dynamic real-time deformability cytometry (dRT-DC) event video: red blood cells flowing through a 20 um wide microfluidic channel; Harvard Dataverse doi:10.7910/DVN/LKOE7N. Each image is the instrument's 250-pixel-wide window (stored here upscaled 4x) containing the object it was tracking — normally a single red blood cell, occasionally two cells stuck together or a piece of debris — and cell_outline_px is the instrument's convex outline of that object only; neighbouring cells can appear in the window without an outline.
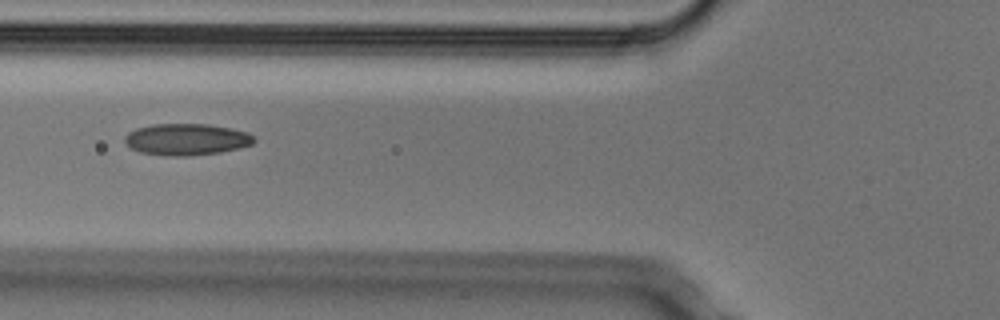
{"species": "Egyptian fruit bat (a non-hibernating species)", "species_latin": "Rousettus aegyptiacus", "temperature_condition": "cold", "stored_images_in_passage": 7, "camera_frame_rate_fps": 3000, "um_per_image_px": 0.085, "animal": {"sex": "male"}, "frame": {"image": 1, "passage_image": 5, "time_ms": 1.333, "image_size_px": [1000, 320], "cell_outline_px": [[256, 140], [252, 144], [240, 148], [220, 152], [188, 156], [172, 156], [140, 152], [132, 148], [124, 140], [124, 136], [128, 132], [136, 128], [152, 124], [208, 124], [232, 128], [248, 132], [256, 136]], "centroid_in_image_um": [15.89, 11.84], "position_along_channel_um": 109.9, "area_um2": 23.93}}
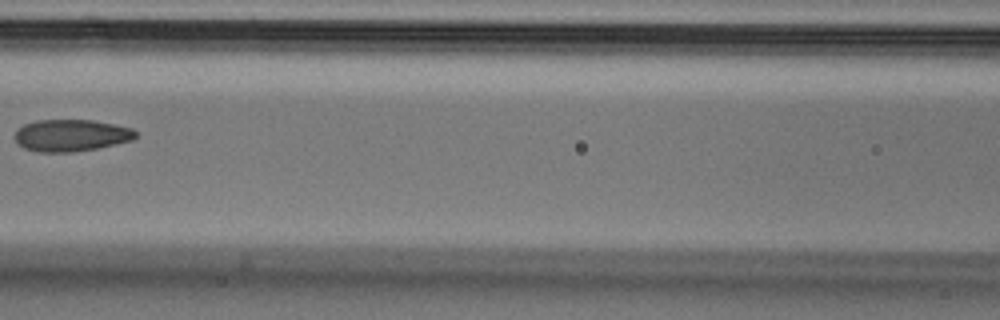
{"frame": {"image": 2, "passage_image": 6, "time_ms": 1.667, "image_size_px": [1000, 320], "cell_outline_px": [[136, 136], [132, 140], [116, 144], [96, 148], [72, 152], [36, 152], [24, 148], [16, 140], [16, 128], [24, 124], [36, 120], [92, 120], [132, 128], [136, 132]], "centroid_in_image_um": [6.03, 11.5], "position_along_channel_um": 160.6, "area_um2": 22.37}}
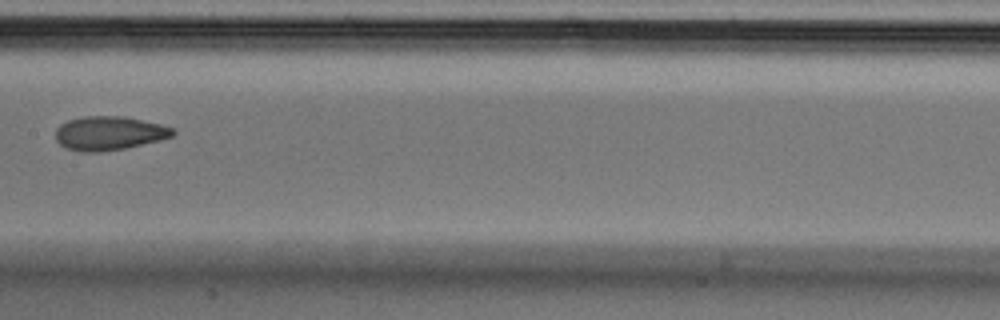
{"frame": {"image": 3, "passage_image": 7, "time_ms": 2.0, "image_size_px": [1000, 320], "cell_outline_px": [[176, 132], [172, 136], [160, 140], [124, 148], [100, 152], [84, 152], [64, 148], [56, 140], [56, 128], [60, 124], [68, 120], [84, 116], [124, 116], [160, 124], [172, 128]], "centroid_in_image_um": [9.24, 11.32], "position_along_channel_um": 198.2, "area_um2": 23.12}}